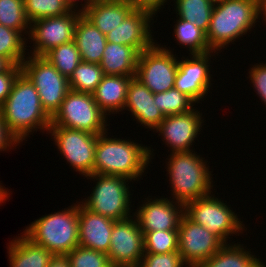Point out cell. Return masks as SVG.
Segmentation results:
<instances>
[{
    "mask_svg": "<svg viewBox=\"0 0 266 267\" xmlns=\"http://www.w3.org/2000/svg\"><path fill=\"white\" fill-rule=\"evenodd\" d=\"M248 73L253 89L266 107V63L253 65Z\"/></svg>",
    "mask_w": 266,
    "mask_h": 267,
    "instance_id": "74e56055",
    "label": "cell"
},
{
    "mask_svg": "<svg viewBox=\"0 0 266 267\" xmlns=\"http://www.w3.org/2000/svg\"><path fill=\"white\" fill-rule=\"evenodd\" d=\"M87 179H94L95 186L90 196L80 203L87 209L113 221L132 217L129 179L122 176L91 174ZM128 183V184H127ZM127 185V186H126ZM130 203V204H129Z\"/></svg>",
    "mask_w": 266,
    "mask_h": 267,
    "instance_id": "8992f818",
    "label": "cell"
},
{
    "mask_svg": "<svg viewBox=\"0 0 266 267\" xmlns=\"http://www.w3.org/2000/svg\"><path fill=\"white\" fill-rule=\"evenodd\" d=\"M71 267H113L106 253L80 245L67 254Z\"/></svg>",
    "mask_w": 266,
    "mask_h": 267,
    "instance_id": "d590c367",
    "label": "cell"
},
{
    "mask_svg": "<svg viewBox=\"0 0 266 267\" xmlns=\"http://www.w3.org/2000/svg\"><path fill=\"white\" fill-rule=\"evenodd\" d=\"M21 144L18 139L10 132L6 123L0 114V151H8L14 149L12 147H17Z\"/></svg>",
    "mask_w": 266,
    "mask_h": 267,
    "instance_id": "ab89813d",
    "label": "cell"
},
{
    "mask_svg": "<svg viewBox=\"0 0 266 267\" xmlns=\"http://www.w3.org/2000/svg\"><path fill=\"white\" fill-rule=\"evenodd\" d=\"M1 185L2 183H0V203H4V201H7V199H9L8 197L10 196V193L6 190V187L4 188V186Z\"/></svg>",
    "mask_w": 266,
    "mask_h": 267,
    "instance_id": "ee69618b",
    "label": "cell"
},
{
    "mask_svg": "<svg viewBox=\"0 0 266 267\" xmlns=\"http://www.w3.org/2000/svg\"><path fill=\"white\" fill-rule=\"evenodd\" d=\"M215 53L220 52L210 51L204 54H191L190 58L182 56V60L178 59L174 88L186 94L197 104L200 103V100L203 101L202 99L210 91L212 85L211 69L209 68L211 66L210 59L215 56Z\"/></svg>",
    "mask_w": 266,
    "mask_h": 267,
    "instance_id": "9a60e30c",
    "label": "cell"
},
{
    "mask_svg": "<svg viewBox=\"0 0 266 267\" xmlns=\"http://www.w3.org/2000/svg\"><path fill=\"white\" fill-rule=\"evenodd\" d=\"M68 5L71 7L72 10H77V11H85L88 7L93 6L96 2H98L99 0H84V4H82V0H81V7L82 8H78V2L79 0H65Z\"/></svg>",
    "mask_w": 266,
    "mask_h": 267,
    "instance_id": "7bdbcfd3",
    "label": "cell"
},
{
    "mask_svg": "<svg viewBox=\"0 0 266 267\" xmlns=\"http://www.w3.org/2000/svg\"><path fill=\"white\" fill-rule=\"evenodd\" d=\"M175 1V0H174ZM175 7L177 18L184 19L194 24L207 33L214 3L210 0H176Z\"/></svg>",
    "mask_w": 266,
    "mask_h": 267,
    "instance_id": "4316f807",
    "label": "cell"
},
{
    "mask_svg": "<svg viewBox=\"0 0 266 267\" xmlns=\"http://www.w3.org/2000/svg\"><path fill=\"white\" fill-rule=\"evenodd\" d=\"M132 214L136 217L143 235L157 230H178L184 214V205L167 197H147Z\"/></svg>",
    "mask_w": 266,
    "mask_h": 267,
    "instance_id": "e0dca14e",
    "label": "cell"
},
{
    "mask_svg": "<svg viewBox=\"0 0 266 267\" xmlns=\"http://www.w3.org/2000/svg\"><path fill=\"white\" fill-rule=\"evenodd\" d=\"M21 72V66L11 65L6 71L0 73V107L8 98L14 82Z\"/></svg>",
    "mask_w": 266,
    "mask_h": 267,
    "instance_id": "f35d334b",
    "label": "cell"
},
{
    "mask_svg": "<svg viewBox=\"0 0 266 267\" xmlns=\"http://www.w3.org/2000/svg\"><path fill=\"white\" fill-rule=\"evenodd\" d=\"M134 9L128 1L99 0L82 14L106 35L122 23Z\"/></svg>",
    "mask_w": 266,
    "mask_h": 267,
    "instance_id": "603a6c76",
    "label": "cell"
},
{
    "mask_svg": "<svg viewBox=\"0 0 266 267\" xmlns=\"http://www.w3.org/2000/svg\"><path fill=\"white\" fill-rule=\"evenodd\" d=\"M0 114L20 143L38 129L48 132L51 125V117L42 108L37 89L23 72L18 75L8 98L0 107Z\"/></svg>",
    "mask_w": 266,
    "mask_h": 267,
    "instance_id": "6da1fadb",
    "label": "cell"
},
{
    "mask_svg": "<svg viewBox=\"0 0 266 267\" xmlns=\"http://www.w3.org/2000/svg\"><path fill=\"white\" fill-rule=\"evenodd\" d=\"M154 103L165 116L184 114L195 108V102L176 88L154 94Z\"/></svg>",
    "mask_w": 266,
    "mask_h": 267,
    "instance_id": "d6a6232c",
    "label": "cell"
},
{
    "mask_svg": "<svg viewBox=\"0 0 266 267\" xmlns=\"http://www.w3.org/2000/svg\"><path fill=\"white\" fill-rule=\"evenodd\" d=\"M47 134L53 136L58 151L73 170L84 177L94 173L98 135L63 127H49Z\"/></svg>",
    "mask_w": 266,
    "mask_h": 267,
    "instance_id": "8fae6325",
    "label": "cell"
},
{
    "mask_svg": "<svg viewBox=\"0 0 266 267\" xmlns=\"http://www.w3.org/2000/svg\"><path fill=\"white\" fill-rule=\"evenodd\" d=\"M22 34L0 24V56L7 59L12 65L21 66L26 55H29L25 46L28 38Z\"/></svg>",
    "mask_w": 266,
    "mask_h": 267,
    "instance_id": "f1b7e54d",
    "label": "cell"
},
{
    "mask_svg": "<svg viewBox=\"0 0 266 267\" xmlns=\"http://www.w3.org/2000/svg\"><path fill=\"white\" fill-rule=\"evenodd\" d=\"M103 75L99 64L81 61L68 79L69 88L76 92L92 94Z\"/></svg>",
    "mask_w": 266,
    "mask_h": 267,
    "instance_id": "f546056e",
    "label": "cell"
},
{
    "mask_svg": "<svg viewBox=\"0 0 266 267\" xmlns=\"http://www.w3.org/2000/svg\"><path fill=\"white\" fill-rule=\"evenodd\" d=\"M139 267H188L178 252L145 253Z\"/></svg>",
    "mask_w": 266,
    "mask_h": 267,
    "instance_id": "8d00e7d4",
    "label": "cell"
},
{
    "mask_svg": "<svg viewBox=\"0 0 266 267\" xmlns=\"http://www.w3.org/2000/svg\"><path fill=\"white\" fill-rule=\"evenodd\" d=\"M43 57L67 79L81 62L80 53L74 40L51 49Z\"/></svg>",
    "mask_w": 266,
    "mask_h": 267,
    "instance_id": "4dcf8cb0",
    "label": "cell"
},
{
    "mask_svg": "<svg viewBox=\"0 0 266 267\" xmlns=\"http://www.w3.org/2000/svg\"><path fill=\"white\" fill-rule=\"evenodd\" d=\"M202 115L194 108L184 114L165 116L155 132L162 136L164 144L171 149L170 153L193 151L190 148L203 130Z\"/></svg>",
    "mask_w": 266,
    "mask_h": 267,
    "instance_id": "2e32d148",
    "label": "cell"
},
{
    "mask_svg": "<svg viewBox=\"0 0 266 267\" xmlns=\"http://www.w3.org/2000/svg\"><path fill=\"white\" fill-rule=\"evenodd\" d=\"M153 17L149 11L134 9L122 23L106 34L107 42L128 45L139 54L150 49L156 43L150 29L154 23H151Z\"/></svg>",
    "mask_w": 266,
    "mask_h": 267,
    "instance_id": "ac0fdd59",
    "label": "cell"
},
{
    "mask_svg": "<svg viewBox=\"0 0 266 267\" xmlns=\"http://www.w3.org/2000/svg\"><path fill=\"white\" fill-rule=\"evenodd\" d=\"M21 69L37 89L42 108L52 117L70 90L68 79L43 56L28 55Z\"/></svg>",
    "mask_w": 266,
    "mask_h": 267,
    "instance_id": "9c48e42d",
    "label": "cell"
},
{
    "mask_svg": "<svg viewBox=\"0 0 266 267\" xmlns=\"http://www.w3.org/2000/svg\"><path fill=\"white\" fill-rule=\"evenodd\" d=\"M230 208L223 200L208 194L185 204L184 214L228 243L229 235H239L246 230L241 218Z\"/></svg>",
    "mask_w": 266,
    "mask_h": 267,
    "instance_id": "ba28073f",
    "label": "cell"
},
{
    "mask_svg": "<svg viewBox=\"0 0 266 267\" xmlns=\"http://www.w3.org/2000/svg\"><path fill=\"white\" fill-rule=\"evenodd\" d=\"M52 253L33 243L23 233L9 242L10 267H47Z\"/></svg>",
    "mask_w": 266,
    "mask_h": 267,
    "instance_id": "d4e9b609",
    "label": "cell"
},
{
    "mask_svg": "<svg viewBox=\"0 0 266 267\" xmlns=\"http://www.w3.org/2000/svg\"><path fill=\"white\" fill-rule=\"evenodd\" d=\"M144 237L145 253L178 252V230H157L147 232Z\"/></svg>",
    "mask_w": 266,
    "mask_h": 267,
    "instance_id": "e575fe53",
    "label": "cell"
},
{
    "mask_svg": "<svg viewBox=\"0 0 266 267\" xmlns=\"http://www.w3.org/2000/svg\"><path fill=\"white\" fill-rule=\"evenodd\" d=\"M107 118L92 94L69 90L60 108L51 117L50 127L70 128L100 135L109 130Z\"/></svg>",
    "mask_w": 266,
    "mask_h": 267,
    "instance_id": "52a82bcc",
    "label": "cell"
},
{
    "mask_svg": "<svg viewBox=\"0 0 266 267\" xmlns=\"http://www.w3.org/2000/svg\"><path fill=\"white\" fill-rule=\"evenodd\" d=\"M210 1L213 2V3L215 4V3L221 2V1H223V0H210Z\"/></svg>",
    "mask_w": 266,
    "mask_h": 267,
    "instance_id": "7dc6e473",
    "label": "cell"
},
{
    "mask_svg": "<svg viewBox=\"0 0 266 267\" xmlns=\"http://www.w3.org/2000/svg\"><path fill=\"white\" fill-rule=\"evenodd\" d=\"M260 7H261V17L266 22V0H260Z\"/></svg>",
    "mask_w": 266,
    "mask_h": 267,
    "instance_id": "bcb514c9",
    "label": "cell"
},
{
    "mask_svg": "<svg viewBox=\"0 0 266 267\" xmlns=\"http://www.w3.org/2000/svg\"><path fill=\"white\" fill-rule=\"evenodd\" d=\"M246 249L243 244L225 243L199 267H265L264 262Z\"/></svg>",
    "mask_w": 266,
    "mask_h": 267,
    "instance_id": "484cf974",
    "label": "cell"
},
{
    "mask_svg": "<svg viewBox=\"0 0 266 267\" xmlns=\"http://www.w3.org/2000/svg\"><path fill=\"white\" fill-rule=\"evenodd\" d=\"M128 2L135 8L139 10H145L152 13L154 16L157 14L162 6H164L167 0H128Z\"/></svg>",
    "mask_w": 266,
    "mask_h": 267,
    "instance_id": "60d3db41",
    "label": "cell"
},
{
    "mask_svg": "<svg viewBox=\"0 0 266 267\" xmlns=\"http://www.w3.org/2000/svg\"><path fill=\"white\" fill-rule=\"evenodd\" d=\"M79 202L36 219L22 232L53 255H67L79 245Z\"/></svg>",
    "mask_w": 266,
    "mask_h": 267,
    "instance_id": "5b68a950",
    "label": "cell"
},
{
    "mask_svg": "<svg viewBox=\"0 0 266 267\" xmlns=\"http://www.w3.org/2000/svg\"><path fill=\"white\" fill-rule=\"evenodd\" d=\"M124 109L131 112L133 120L141 123L140 126L154 131L165 119L154 103V94L135 77L130 80Z\"/></svg>",
    "mask_w": 266,
    "mask_h": 267,
    "instance_id": "d6986e66",
    "label": "cell"
},
{
    "mask_svg": "<svg viewBox=\"0 0 266 267\" xmlns=\"http://www.w3.org/2000/svg\"><path fill=\"white\" fill-rule=\"evenodd\" d=\"M225 243L183 214L178 227V253L188 267H199Z\"/></svg>",
    "mask_w": 266,
    "mask_h": 267,
    "instance_id": "7c38bea8",
    "label": "cell"
},
{
    "mask_svg": "<svg viewBox=\"0 0 266 267\" xmlns=\"http://www.w3.org/2000/svg\"><path fill=\"white\" fill-rule=\"evenodd\" d=\"M138 57L133 47L107 42L99 65L104 75L135 76Z\"/></svg>",
    "mask_w": 266,
    "mask_h": 267,
    "instance_id": "cb8c5ba5",
    "label": "cell"
},
{
    "mask_svg": "<svg viewBox=\"0 0 266 267\" xmlns=\"http://www.w3.org/2000/svg\"><path fill=\"white\" fill-rule=\"evenodd\" d=\"M144 254V237L136 217L132 215V217L115 221L107 253L111 265L113 267H139Z\"/></svg>",
    "mask_w": 266,
    "mask_h": 267,
    "instance_id": "4fadbf2b",
    "label": "cell"
},
{
    "mask_svg": "<svg viewBox=\"0 0 266 267\" xmlns=\"http://www.w3.org/2000/svg\"><path fill=\"white\" fill-rule=\"evenodd\" d=\"M101 1H128V0H101Z\"/></svg>",
    "mask_w": 266,
    "mask_h": 267,
    "instance_id": "c3c4849f",
    "label": "cell"
},
{
    "mask_svg": "<svg viewBox=\"0 0 266 267\" xmlns=\"http://www.w3.org/2000/svg\"><path fill=\"white\" fill-rule=\"evenodd\" d=\"M74 42L79 50L81 61L99 64L107 43L104 35L83 14L78 18Z\"/></svg>",
    "mask_w": 266,
    "mask_h": 267,
    "instance_id": "7402d4cb",
    "label": "cell"
},
{
    "mask_svg": "<svg viewBox=\"0 0 266 267\" xmlns=\"http://www.w3.org/2000/svg\"><path fill=\"white\" fill-rule=\"evenodd\" d=\"M166 159L173 200L185 205L211 194L213 175L207 166V160L195 151L170 153Z\"/></svg>",
    "mask_w": 266,
    "mask_h": 267,
    "instance_id": "277c9868",
    "label": "cell"
},
{
    "mask_svg": "<svg viewBox=\"0 0 266 267\" xmlns=\"http://www.w3.org/2000/svg\"><path fill=\"white\" fill-rule=\"evenodd\" d=\"M132 77L135 76L103 75L92 96L107 116L124 110L128 86Z\"/></svg>",
    "mask_w": 266,
    "mask_h": 267,
    "instance_id": "44dd1931",
    "label": "cell"
},
{
    "mask_svg": "<svg viewBox=\"0 0 266 267\" xmlns=\"http://www.w3.org/2000/svg\"><path fill=\"white\" fill-rule=\"evenodd\" d=\"M115 221L85 208L79 202V245L108 253Z\"/></svg>",
    "mask_w": 266,
    "mask_h": 267,
    "instance_id": "ffe728a7",
    "label": "cell"
},
{
    "mask_svg": "<svg viewBox=\"0 0 266 267\" xmlns=\"http://www.w3.org/2000/svg\"><path fill=\"white\" fill-rule=\"evenodd\" d=\"M260 16V0H223L215 3L206 33L211 50L217 52L229 43L234 44L255 27Z\"/></svg>",
    "mask_w": 266,
    "mask_h": 267,
    "instance_id": "3957f363",
    "label": "cell"
},
{
    "mask_svg": "<svg viewBox=\"0 0 266 267\" xmlns=\"http://www.w3.org/2000/svg\"><path fill=\"white\" fill-rule=\"evenodd\" d=\"M35 20L30 24L28 39L34 42L31 55L44 56L51 49L74 40L75 27L81 11Z\"/></svg>",
    "mask_w": 266,
    "mask_h": 267,
    "instance_id": "5bb4252c",
    "label": "cell"
},
{
    "mask_svg": "<svg viewBox=\"0 0 266 267\" xmlns=\"http://www.w3.org/2000/svg\"><path fill=\"white\" fill-rule=\"evenodd\" d=\"M174 26L173 36L176 37L177 44L189 48V55L212 51L207 42L206 33L194 24L179 18Z\"/></svg>",
    "mask_w": 266,
    "mask_h": 267,
    "instance_id": "83f0119b",
    "label": "cell"
},
{
    "mask_svg": "<svg viewBox=\"0 0 266 267\" xmlns=\"http://www.w3.org/2000/svg\"><path fill=\"white\" fill-rule=\"evenodd\" d=\"M47 267H71L70 259L67 255H52Z\"/></svg>",
    "mask_w": 266,
    "mask_h": 267,
    "instance_id": "b9f144b4",
    "label": "cell"
},
{
    "mask_svg": "<svg viewBox=\"0 0 266 267\" xmlns=\"http://www.w3.org/2000/svg\"><path fill=\"white\" fill-rule=\"evenodd\" d=\"M107 133L108 131L97 138L94 173L122 176L130 181L141 179L154 156L151 147L125 138H110Z\"/></svg>",
    "mask_w": 266,
    "mask_h": 267,
    "instance_id": "7a4b0ae2",
    "label": "cell"
},
{
    "mask_svg": "<svg viewBox=\"0 0 266 267\" xmlns=\"http://www.w3.org/2000/svg\"><path fill=\"white\" fill-rule=\"evenodd\" d=\"M0 24L29 36L31 23L25 14L24 0H0Z\"/></svg>",
    "mask_w": 266,
    "mask_h": 267,
    "instance_id": "1f68e13d",
    "label": "cell"
},
{
    "mask_svg": "<svg viewBox=\"0 0 266 267\" xmlns=\"http://www.w3.org/2000/svg\"><path fill=\"white\" fill-rule=\"evenodd\" d=\"M172 50L155 43L139 54L135 78L153 94L174 88L178 59Z\"/></svg>",
    "mask_w": 266,
    "mask_h": 267,
    "instance_id": "30bf717a",
    "label": "cell"
},
{
    "mask_svg": "<svg viewBox=\"0 0 266 267\" xmlns=\"http://www.w3.org/2000/svg\"><path fill=\"white\" fill-rule=\"evenodd\" d=\"M11 65L7 59L0 56V73L6 71Z\"/></svg>",
    "mask_w": 266,
    "mask_h": 267,
    "instance_id": "f6af8a7d",
    "label": "cell"
},
{
    "mask_svg": "<svg viewBox=\"0 0 266 267\" xmlns=\"http://www.w3.org/2000/svg\"><path fill=\"white\" fill-rule=\"evenodd\" d=\"M24 9L30 23L41 18L61 16L72 11L65 0H24Z\"/></svg>",
    "mask_w": 266,
    "mask_h": 267,
    "instance_id": "836d02e7",
    "label": "cell"
}]
</instances>
